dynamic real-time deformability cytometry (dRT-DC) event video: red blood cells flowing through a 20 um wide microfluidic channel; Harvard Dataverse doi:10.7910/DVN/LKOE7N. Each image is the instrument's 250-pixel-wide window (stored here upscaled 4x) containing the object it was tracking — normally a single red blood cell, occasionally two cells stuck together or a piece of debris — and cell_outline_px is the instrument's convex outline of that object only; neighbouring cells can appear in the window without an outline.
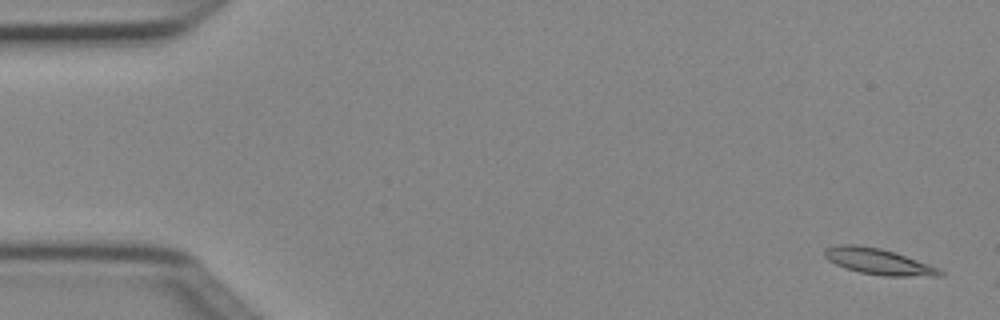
{"species": "Egyptian fruit bat (a non-hibernating species)", "species_latin": "Rousettus aegyptiacus", "temperature_condition": "cold", "stored_images_in_passage": 4, "camera_frame_rate_fps": 3000, "um_per_image_px": 0.085, "animal": {"sex": "female"}, "frame": {"image": 1, "passage_image": 1, "time_ms": 0.0, "image_size_px": [1000, 320], "cell_outline_px": [[944, 276], [884, 276], [860, 272], [844, 268], [828, 260], [824, 256], [824, 248], [840, 244], [852, 244], [880, 248], [896, 252], [940, 268], [944, 272]], "centroid_in_image_um": [74.69, 22.23], "position_along_channel_um": 10.3, "area_um2": 17.63}}